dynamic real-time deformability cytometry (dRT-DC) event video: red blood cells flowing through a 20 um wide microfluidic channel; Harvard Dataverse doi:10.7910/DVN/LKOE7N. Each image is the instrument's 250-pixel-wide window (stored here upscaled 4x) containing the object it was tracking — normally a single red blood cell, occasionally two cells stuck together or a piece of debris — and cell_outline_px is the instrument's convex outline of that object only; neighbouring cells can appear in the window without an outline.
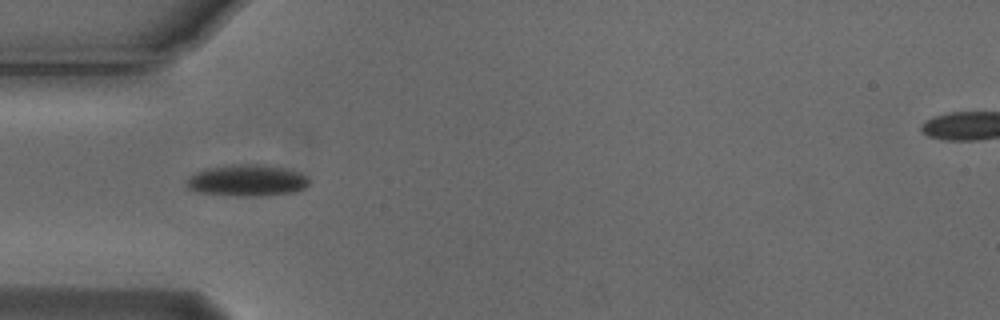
{"species": "Egyptian fruit bat (a non-hibernating species)", "species_latin": "Rousettus aegyptiacus", "temperature_condition": "cold", "stored_images_in_passage": 9, "camera_frame_rate_fps": 3000, "um_per_image_px": 0.085, "animal": {"sex": "male"}, "frame": {"image": 1, "passage_image": 4, "time_ms": 1.0, "image_size_px": [1000, 320], "cell_outline_px": [[308, 184], [304, 188], [296, 192], [260, 196], [236, 196], [196, 192], [188, 188], [188, 176], [196, 172], [208, 168], [240, 164], [264, 164], [284, 168], [300, 172], [308, 176]], "centroid_in_image_um": [21.03, 15.34], "position_along_channel_um": 64.0, "area_um2": 22.54}}
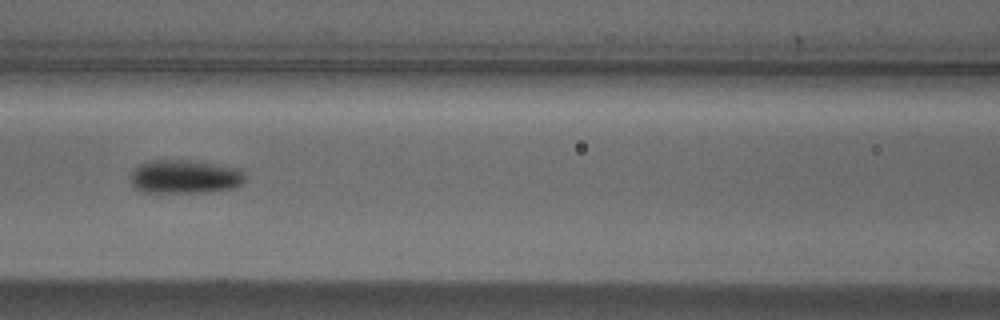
{"frame": {"image": 2, "passage_image": 6, "time_ms": 1.667, "image_size_px": [1000, 320], "cell_outline_px": [[244, 184], [232, 188], [208, 192], [140, 192], [132, 184], [132, 172], [140, 164], [148, 160], [184, 160], [240, 168], [244, 172]], "centroid_in_image_um": [15.73, 15.02], "position_along_channel_um": 150.9, "area_um2": 22.31}}
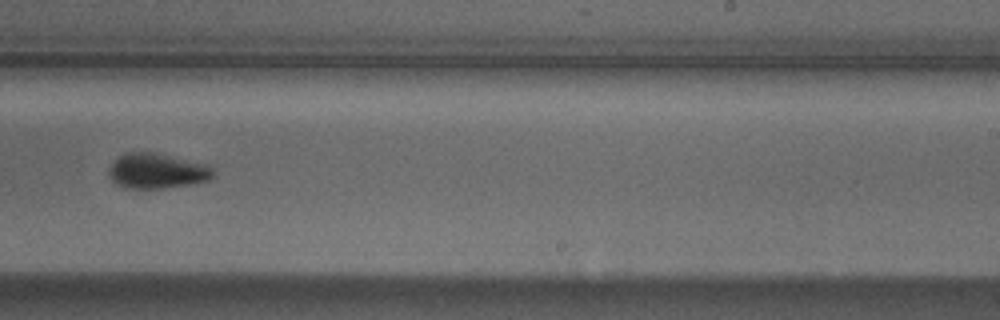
{"frame": {"image": 3, "passage_image": 9, "time_ms": 2.667, "image_size_px": [1000, 320], "cell_outline_px": [[216, 176], [208, 180], [188, 184], [164, 188], [124, 188], [116, 184], [108, 176], [108, 168], [124, 152], [156, 152], [208, 164], [212, 168]], "centroid_in_image_um": [13.34, 14.52], "position_along_channel_um": 275.7, "area_um2": 21.56}}